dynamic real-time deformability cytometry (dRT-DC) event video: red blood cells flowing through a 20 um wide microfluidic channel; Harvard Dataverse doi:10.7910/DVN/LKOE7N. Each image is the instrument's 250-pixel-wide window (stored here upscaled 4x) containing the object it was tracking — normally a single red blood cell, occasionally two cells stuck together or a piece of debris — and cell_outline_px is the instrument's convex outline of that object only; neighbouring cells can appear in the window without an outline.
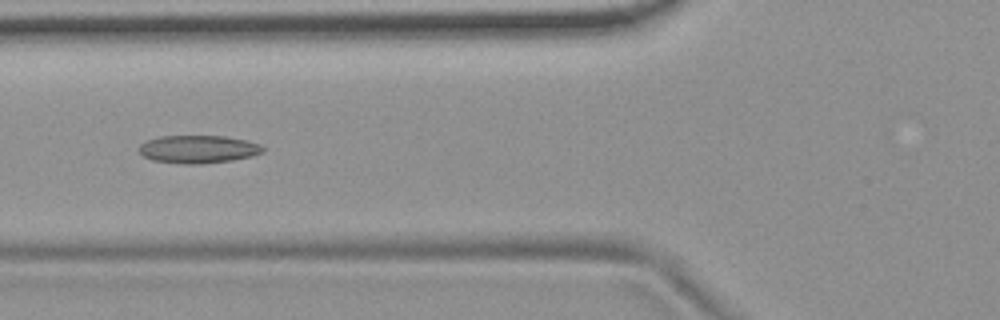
{"species": "common noctule bat (a hibernating species)", "species_latin": "Nyctalus noctula", "temperature_condition": "room temperature", "stored_images_in_passage": 54, "camera_frame_rate_fps": 3000, "um_per_image_px": 0.085, "animal": {"sex": "female", "body_mass_g": 19.9}, "frame": {"image": 1, "passage_image": 20, "time_ms": 6.333, "image_size_px": [1000, 320], "cell_outline_px": [[264, 152], [252, 156], [232, 160], [204, 164], [184, 164], [152, 160], [144, 156], [140, 152], [140, 144], [148, 140], [160, 136], [224, 136], [244, 140], [260, 144], [264, 148]], "centroid_in_image_um": [16.86, 12.69], "position_along_channel_um": 108.9, "area_um2": 20.06}}
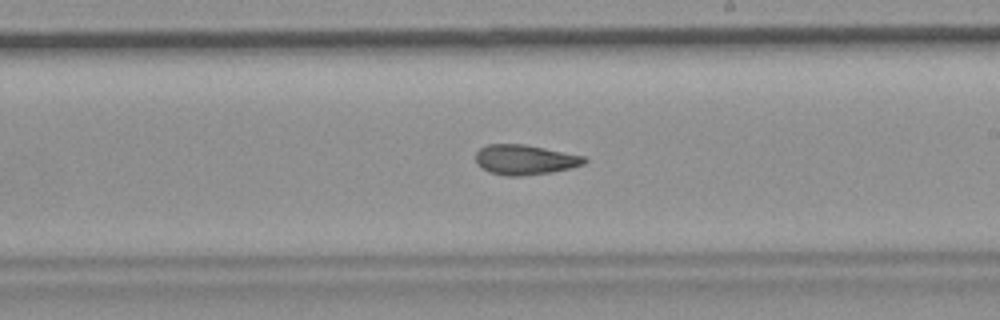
{"frame": {"image": 2, "passage_image": 31, "time_ms": 10.0, "image_size_px": [1000, 320], "cell_outline_px": [[588, 160], [584, 164], [552, 172], [520, 176], [508, 176], [492, 172], [476, 164], [476, 152], [480, 148], [488, 144], [524, 144], [584, 156]], "centroid_in_image_um": [44.61, 13.57], "position_along_channel_um": 244.4, "area_um2": 18.73}}
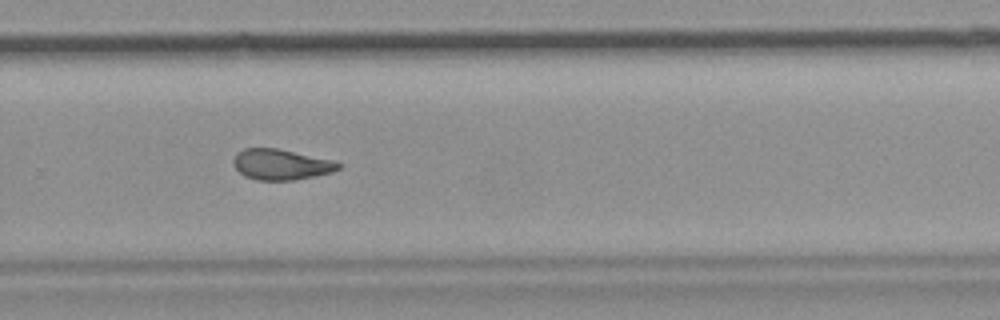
{"frame": {"image": 3, "passage_image": 36, "time_ms": 11.667, "image_size_px": [1000, 320], "cell_outline_px": [[340, 168], [332, 172], [292, 180], [256, 180], [244, 176], [232, 164], [232, 160], [236, 152], [244, 148], [276, 148], [332, 160], [340, 164]], "centroid_in_image_um": [23.82, 13.97], "position_along_channel_um": 306.0, "area_um2": 18.61}, "authors_computed_cell_mechanics": {"area_um2": 19.8543, "velocity_mm_per_s": 3.7065, "shape_relaxation_time_tau1_ms": null, "shape_relaxation_time_tau2_ms": 2.7282, "deformation_change_tau1": null, "deformation_change_tau2": 0.1006}}